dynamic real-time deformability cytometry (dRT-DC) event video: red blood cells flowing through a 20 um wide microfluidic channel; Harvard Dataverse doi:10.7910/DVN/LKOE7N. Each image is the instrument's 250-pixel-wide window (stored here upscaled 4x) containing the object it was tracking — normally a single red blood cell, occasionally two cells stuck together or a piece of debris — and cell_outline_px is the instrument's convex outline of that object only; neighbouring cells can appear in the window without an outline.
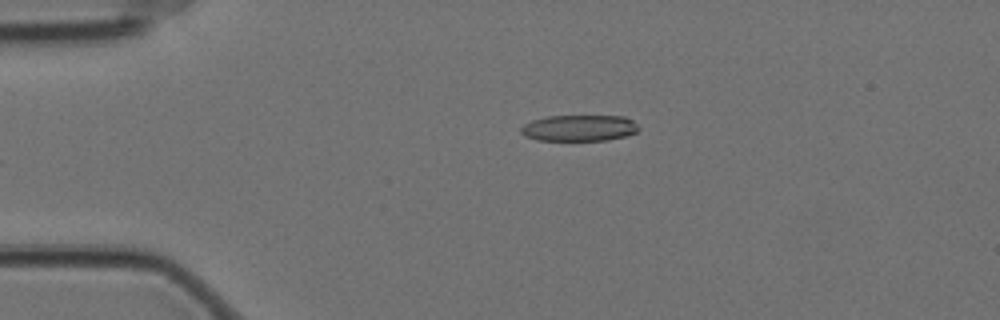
{"species": "Egyptian fruit bat (a non-hibernating species)", "species_latin": "Rousettus aegyptiacus", "temperature_condition": "cold", "stored_images_in_passage": 59, "camera_frame_rate_fps": 3000, "um_per_image_px": 0.085, "animal": {"sex": "female"}, "frame": {"image": 1, "passage_image": 13, "time_ms": 4.0, "image_size_px": [1000, 320], "cell_outline_px": [[640, 128], [636, 132], [624, 136], [608, 140], [540, 140], [524, 136], [520, 132], [520, 128], [524, 124], [532, 120], [548, 116], [624, 116], [632, 120]], "centroid_in_image_um": [49.22, 10.88], "position_along_channel_um": 35.8, "area_um2": 17.92}}
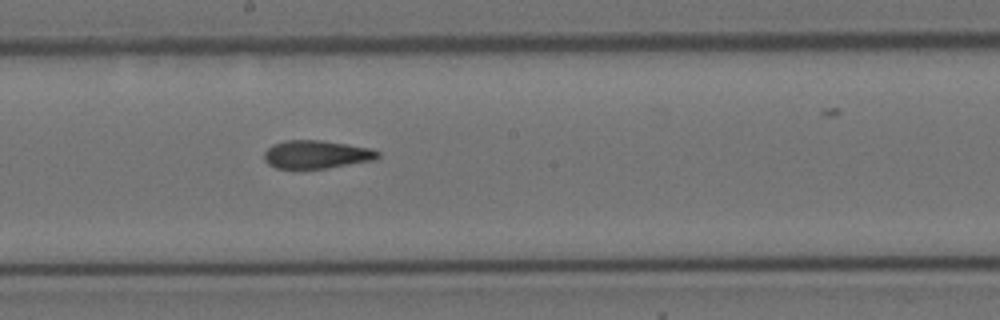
{"frame": {"image": 2, "passage_image": 32, "time_ms": 10.333, "image_size_px": [1000, 320], "cell_outline_px": [[380, 156], [376, 160], [328, 168], [296, 172], [292, 172], [276, 168], [268, 164], [264, 160], [264, 152], [272, 144], [284, 140], [320, 140], [348, 144], [372, 148], [380, 152]], "centroid_in_image_um": [26.86, 13.17], "position_along_channel_um": 221.3, "area_um2": 19.65}}
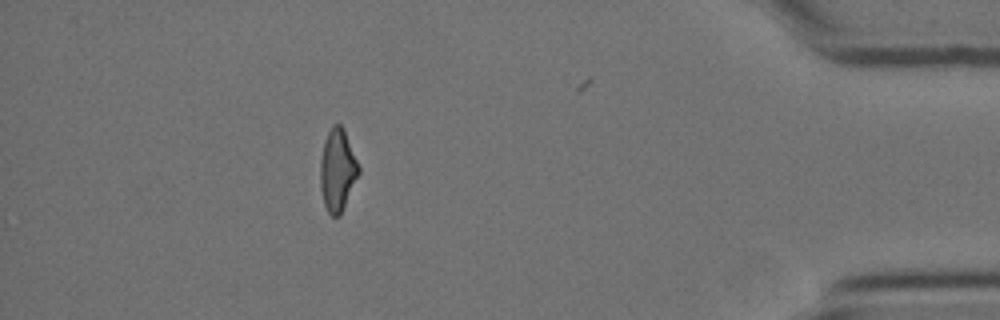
{"frame": {"image": 3, "passage_image": 52, "time_ms": 17.0, "image_size_px": [1000, 320], "cell_outline_px": [[360, 172], [340, 216], [332, 216], [328, 212], [324, 204], [320, 188], [320, 160], [324, 140], [332, 124], [340, 124], [344, 128], [360, 168]], "centroid_in_image_um": [28.68, 14.45], "position_along_channel_um": 406.5, "area_um2": 18.5}, "authors_computed_cell_mechanics": {"area_um2": 18.9584, "velocity_mm_per_s": 3.5193, "shape_relaxation_time_tau1_ms": null, "shape_relaxation_time_tau2_ms": 3.3011, "deformation_change_tau1": null, "deformation_change_tau2": 0.1156}}